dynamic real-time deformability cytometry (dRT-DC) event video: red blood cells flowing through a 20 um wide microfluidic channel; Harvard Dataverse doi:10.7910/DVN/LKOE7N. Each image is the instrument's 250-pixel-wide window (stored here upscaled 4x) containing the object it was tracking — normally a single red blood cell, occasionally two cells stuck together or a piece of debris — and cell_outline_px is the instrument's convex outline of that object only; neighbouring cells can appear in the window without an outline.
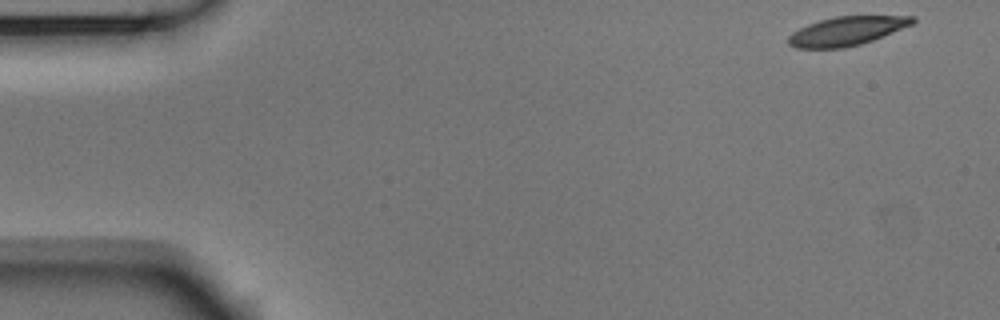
{"species": "Egyptian fruit bat (a non-hibernating species)", "species_latin": "Rousettus aegyptiacus", "temperature_condition": "room temperature", "stored_images_in_passage": 52, "camera_frame_rate_fps": 3000, "um_per_image_px": 0.085, "animal": {"sex": "male"}, "frame": {"image": 1, "passage_image": 1, "time_ms": 0.0, "image_size_px": [1000, 320], "cell_outline_px": [[916, 20], [912, 24], [872, 40], [860, 44], [844, 48], [796, 48], [788, 44], [788, 36], [792, 32], [808, 24], [820, 20], [836, 16], [916, 16]], "centroid_in_image_um": [71.94, 2.64], "position_along_channel_um": 13.1, "area_um2": 20.69}}
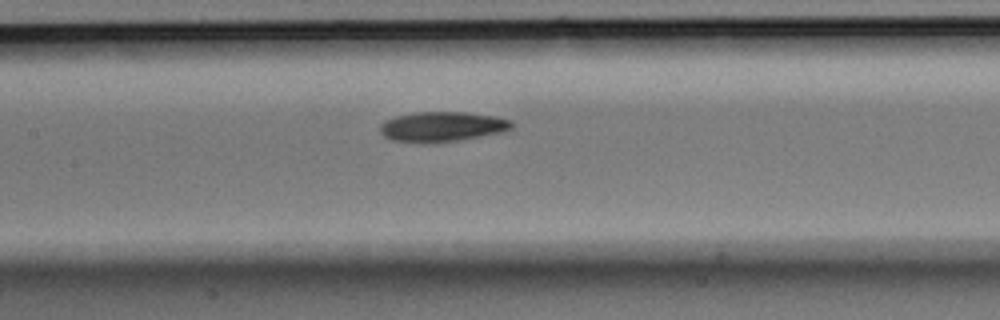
{"frame": {"image": 2, "passage_image": 23, "time_ms": 7.333, "image_size_px": [1000, 320], "cell_outline_px": [[512, 128], [500, 132], [460, 140], [436, 144], [424, 144], [392, 140], [384, 136], [380, 132], [380, 124], [384, 120], [396, 116], [412, 112], [464, 112], [492, 116], [512, 120]], "centroid_in_image_um": [37.51, 10.78], "position_along_channel_um": 169.9, "area_um2": 23.24}}
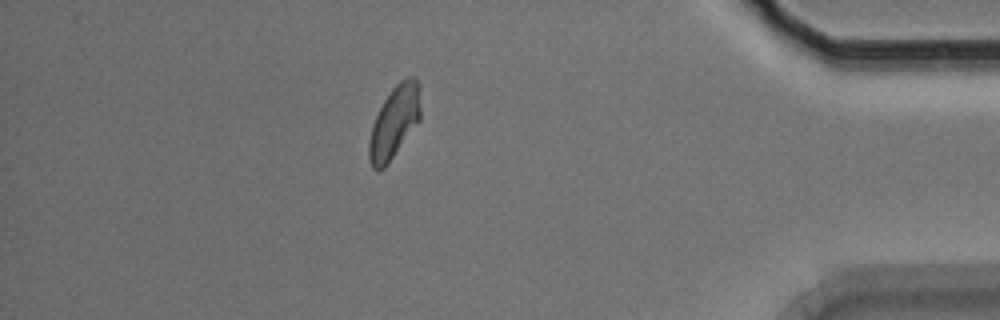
{"frame": {"image": 3, "passage_image": 45, "time_ms": 14.667, "image_size_px": [1000, 320], "cell_outline_px": [[420, 120], [384, 168], [376, 172], [372, 168], [368, 160], [368, 144], [372, 124], [384, 100], [392, 88], [400, 80], [408, 76], [416, 76], [420, 84]], "centroid_in_image_um": [33.52, 10.36], "position_along_channel_um": 401.7, "area_um2": 21.85}, "authors_computed_cell_mechanics": {"area_um2": 22.0796, "velocity_mm_per_s": 3.7177, "shape_relaxation_time_tau1_ms": 4.9718, "shape_relaxation_time_tau2_ms": 3.2028, "deformation_change_tau1": 0.1258, "deformation_change_tau2": 0.0905}}